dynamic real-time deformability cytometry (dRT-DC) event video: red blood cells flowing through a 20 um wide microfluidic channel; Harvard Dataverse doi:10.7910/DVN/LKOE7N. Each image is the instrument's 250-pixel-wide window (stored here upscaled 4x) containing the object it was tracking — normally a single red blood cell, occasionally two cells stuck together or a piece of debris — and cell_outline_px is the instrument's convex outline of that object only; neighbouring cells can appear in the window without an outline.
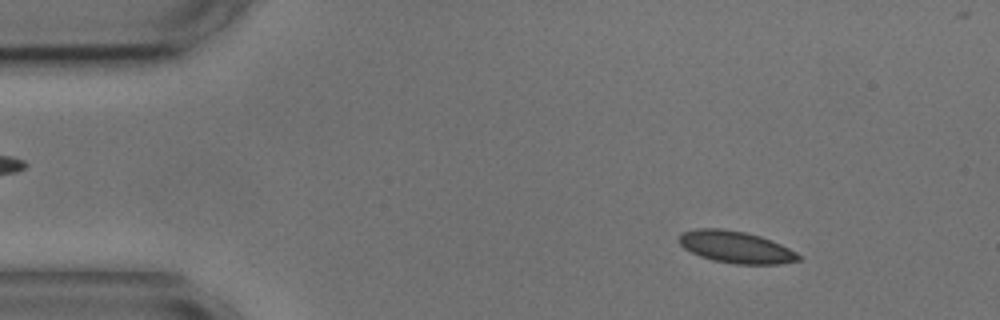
{"species": "common noctule bat (a hibernating species)", "species_latin": "Nyctalus noctula", "temperature_condition": "cold", "stored_images_in_passage": 55, "camera_frame_rate_fps": 3000, "um_per_image_px": 0.085, "animal": {"sex": "male", "body_mass_g": 17.9, "forearm_length_mm": 54.2}, "frame": {"image": 1, "passage_image": 6, "time_ms": 1.667, "image_size_px": [1000, 320], "cell_outline_px": [[804, 256], [800, 260], [780, 264], [736, 264], [712, 260], [700, 256], [684, 248], [680, 244], [680, 236], [684, 232], [696, 228], [720, 228], [744, 232], [760, 236], [780, 244]], "centroid_in_image_um": [62.58, 21.01], "position_along_channel_um": 22.4, "area_um2": 22.08}}
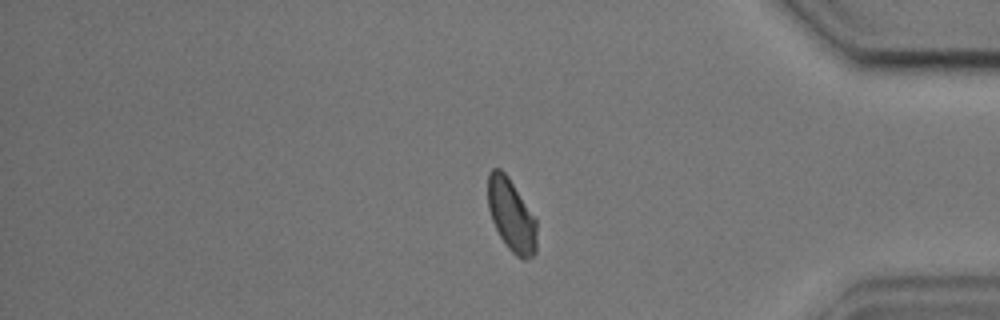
{"frame": {"image": 2, "passage_image": 45, "time_ms": 14.667, "image_size_px": [1000, 320], "cell_outline_px": [[536, 252], [532, 256], [524, 260], [516, 256], [508, 248], [500, 236], [492, 220], [488, 208], [488, 172], [492, 168], [500, 168], [508, 176], [536, 220]], "centroid_in_image_um": [43.45, 18.29], "position_along_channel_um": 391.7, "area_um2": 20.46}}
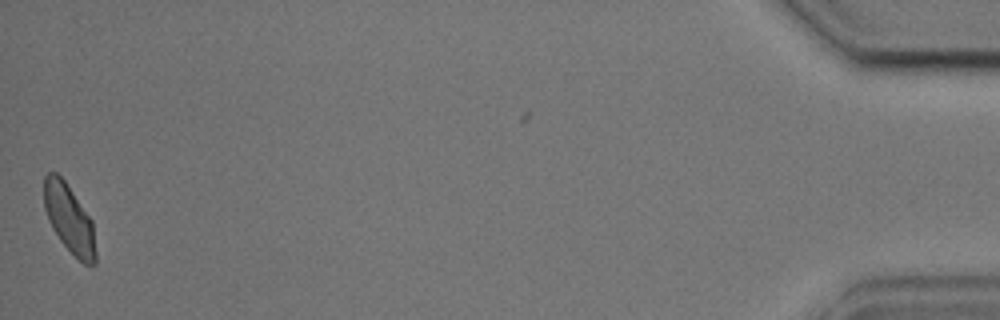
{"frame": {"image": 3, "passage_image": 54, "time_ms": 17.667, "image_size_px": [1000, 320], "cell_outline_px": [[96, 264], [84, 264], [60, 240], [52, 228], [48, 220], [44, 208], [44, 176], [48, 172], [56, 172], [64, 180], [92, 220], [96, 252]], "centroid_in_image_um": [5.87, 18.58], "position_along_channel_um": 429.3, "area_um2": 20.35}, "authors_computed_cell_mechanics": {"area_um2": 21.5016, "velocity_mm_per_s": 3.5703, "shape_relaxation_time_tau1_ms": 9.7924, "shape_relaxation_time_tau2_ms": 0.8597, "deformation_change_tau1": 0.1183, "deformation_change_tau2": 0.0545}}